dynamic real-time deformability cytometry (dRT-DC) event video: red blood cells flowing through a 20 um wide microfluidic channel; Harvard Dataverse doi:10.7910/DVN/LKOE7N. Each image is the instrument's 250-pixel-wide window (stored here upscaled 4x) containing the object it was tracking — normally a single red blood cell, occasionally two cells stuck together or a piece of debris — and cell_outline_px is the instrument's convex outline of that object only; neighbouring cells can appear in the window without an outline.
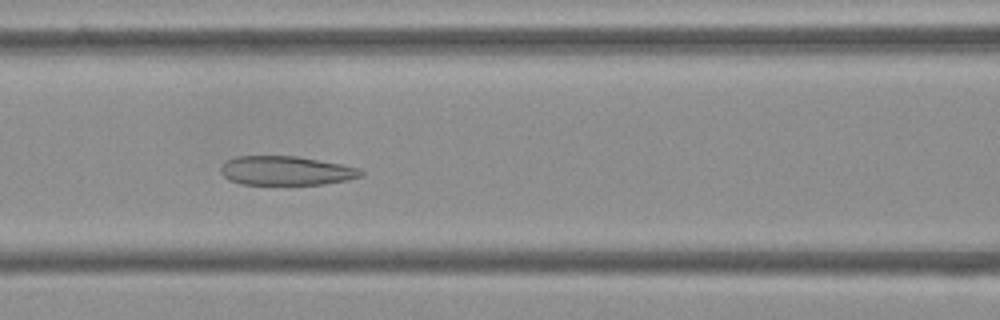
{"species": "Egyptian fruit bat (a non-hibernating species)", "species_latin": "Rousettus aegyptiacus", "temperature_condition": "cold", "stored_images_in_passage": 54, "camera_frame_rate_fps": 3000, "um_per_image_px": 0.085, "frame": {"image": 1, "passage_image": 23, "time_ms": 7.333, "image_size_px": [1000, 320], "cell_outline_px": [[364, 176], [348, 180], [324, 184], [240, 184], [228, 180], [220, 172], [220, 168], [228, 160], [236, 156], [296, 156], [340, 164], [356, 168], [364, 172]], "centroid_in_image_um": [24.3, 14.51], "position_along_channel_um": 142.3, "area_um2": 23.64}}
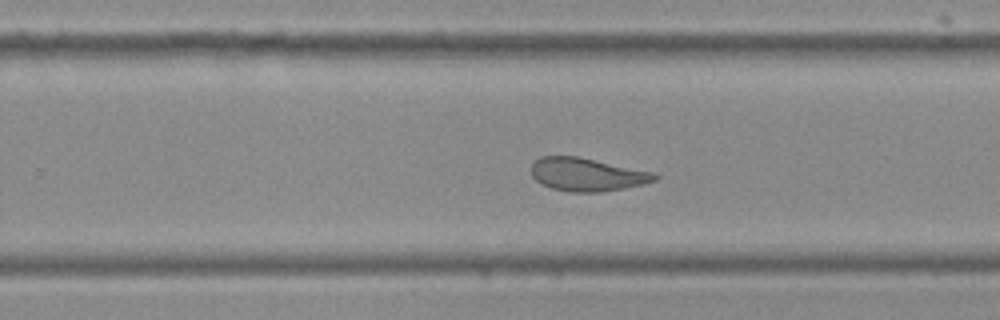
{"frame": {"image": 2, "passage_image": 34, "time_ms": 11.0, "image_size_px": [1000, 320], "cell_outline_px": [[660, 176], [656, 180], [644, 184], [604, 192], [572, 192], [552, 188], [540, 184], [532, 176], [532, 164], [540, 156], [576, 156], [656, 172]], "centroid_in_image_um": [49.93, 14.83], "position_along_channel_um": 279.9, "area_um2": 23.99}}
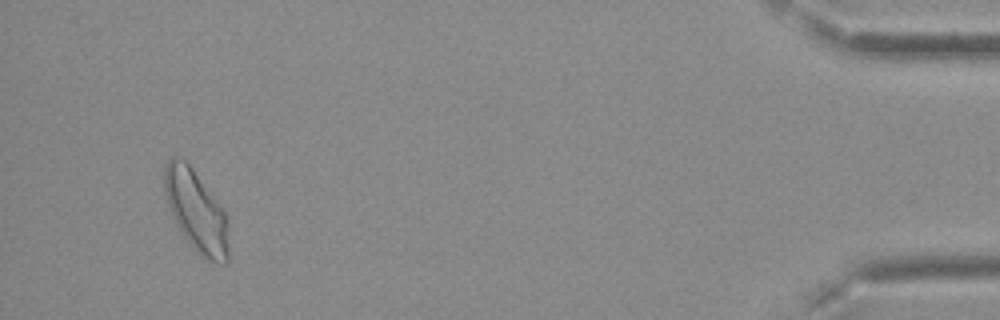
{"frame": {"image": 3, "passage_image": 51, "time_ms": 16.667, "image_size_px": [1000, 320], "cell_outline_px": [[228, 264], [216, 264], [200, 256], [192, 248], [180, 232], [176, 224], [168, 204], [164, 188], [164, 164], [172, 156], [180, 156], [192, 168], [224, 212], [228, 220]], "centroid_in_image_um": [16.67, 17.99], "position_along_channel_um": 418.5, "area_um2": 30.46}, "authors_computed_cell_mechanics": {"area_um2": 26.8481, "velocity_mm_per_s": 3.7597, "shape_relaxation_time_tau1_ms": null, "shape_relaxation_time_tau2_ms": 1.8259, "deformation_change_tau1": null, "deformation_change_tau2": 0.0862}}